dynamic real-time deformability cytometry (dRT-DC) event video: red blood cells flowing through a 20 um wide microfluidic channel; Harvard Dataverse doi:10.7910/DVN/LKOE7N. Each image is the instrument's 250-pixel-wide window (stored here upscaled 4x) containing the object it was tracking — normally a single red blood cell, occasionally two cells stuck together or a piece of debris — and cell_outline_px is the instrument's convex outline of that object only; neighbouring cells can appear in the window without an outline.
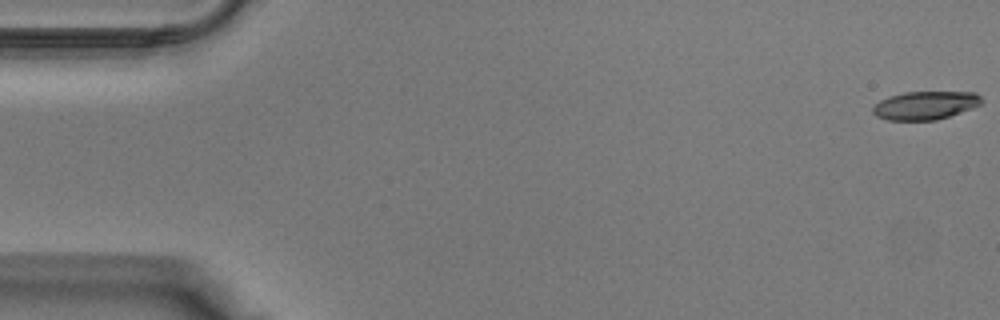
{"species": "Egyptian fruit bat (a non-hibernating species)", "species_latin": "Rousettus aegyptiacus", "temperature_condition": "warm", "stored_images_in_passage": 37, "camera_frame_rate_fps": 3000, "um_per_image_px": 0.085, "animal": {"sex": "male"}, "frame": {"image": 1, "passage_image": 1, "time_ms": 0.0, "image_size_px": [1000, 320], "cell_outline_px": [[980, 104], [972, 108], [936, 120], [888, 120], [876, 116], [872, 112], [872, 108], [880, 100], [888, 96], [904, 92], [976, 92], [980, 96]], "centroid_in_image_um": [78.6, 8.95], "position_along_channel_um": 6.4, "area_um2": 17.8}}
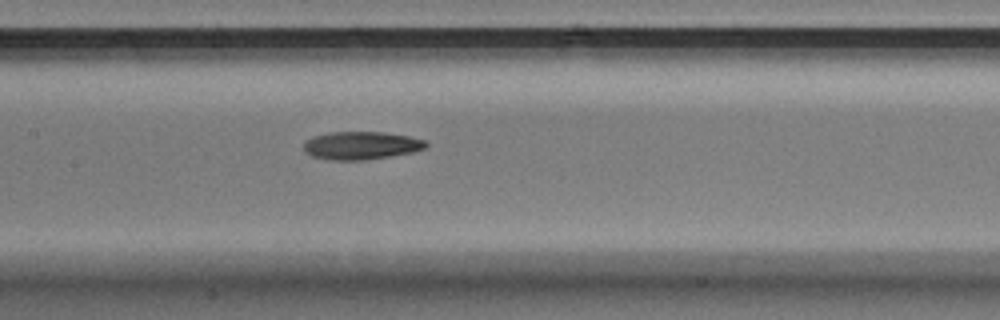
{"frame": {"image": 2, "passage_image": 19, "time_ms": 6.0, "image_size_px": [1000, 320], "cell_outline_px": [[428, 144], [424, 148], [412, 152], [392, 156], [364, 160], [328, 160], [312, 156], [304, 152], [304, 144], [312, 136], [328, 132], [384, 132], [408, 136], [424, 140]], "centroid_in_image_um": [30.67, 12.37], "position_along_channel_um": 176.7, "area_um2": 19.94}}
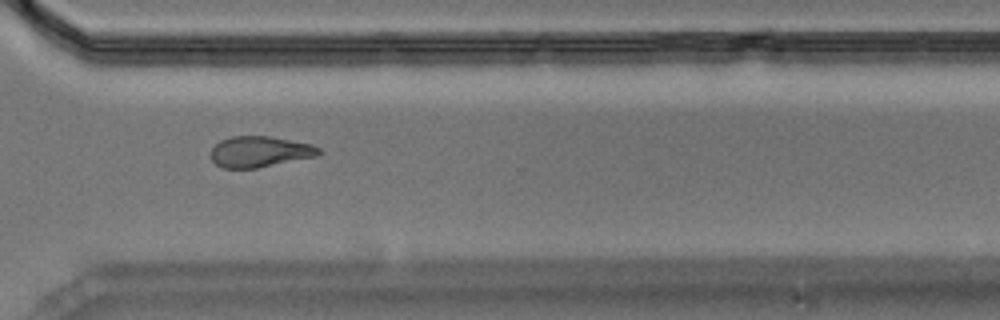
{"frame": {"image": 3, "passage_image": 29, "time_ms": 9.333, "image_size_px": [1000, 320], "cell_outline_px": [[324, 152], [316, 156], [256, 168], [220, 168], [212, 160], [212, 148], [220, 140], [232, 136], [268, 136], [312, 144], [320, 148]], "centroid_in_image_um": [22.09, 12.89], "position_along_channel_um": 348.5, "area_um2": 19.36}}